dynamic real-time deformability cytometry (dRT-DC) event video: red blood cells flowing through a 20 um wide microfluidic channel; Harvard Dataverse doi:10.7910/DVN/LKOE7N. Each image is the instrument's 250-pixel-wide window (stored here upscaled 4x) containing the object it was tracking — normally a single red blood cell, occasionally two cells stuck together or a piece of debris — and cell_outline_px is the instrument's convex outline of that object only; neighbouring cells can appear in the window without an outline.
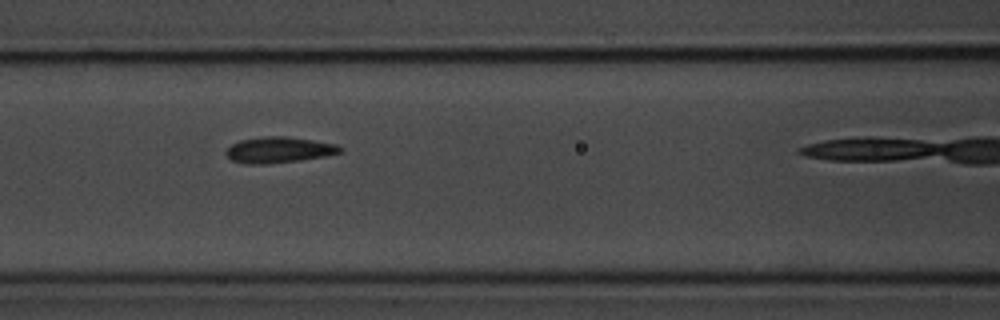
{"species": "common noctule bat (a hibernating species)", "species_latin": "Nyctalus noctula", "temperature_condition": "room temperature", "stored_images_in_passage": 11, "camera_frame_rate_fps": 3000, "um_per_image_px": 0.085, "animal": {"sex": "male", "body_mass_g": 20.1, "forearm_length_mm": 53.5}, "frame": {"image": 1, "passage_image": 4, "time_ms": 4.333, "image_size_px": [1000, 320], "cell_outline_px": [[344, 152], [324, 156], [300, 160], [268, 164], [244, 164], [232, 160], [224, 152], [232, 144], [240, 140], [264, 136], [288, 136], [336, 144], [344, 148]], "centroid_in_image_um": [23.72, 12.74], "position_along_channel_um": 142.9, "area_um2": 17.34}}
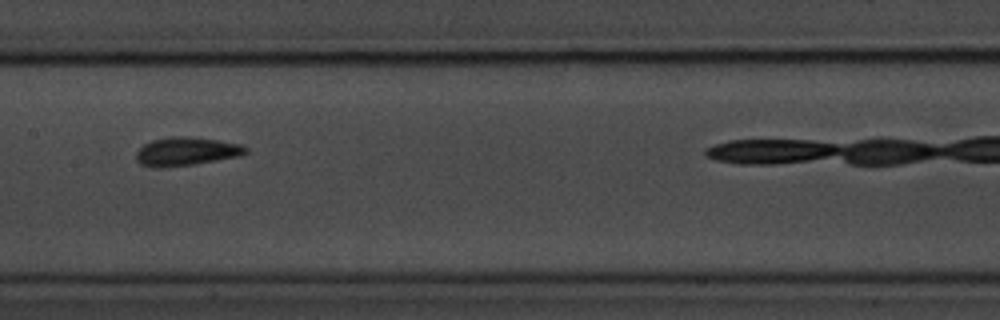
{"frame": {"image": 2, "passage_image": 5, "time_ms": 5.667, "image_size_px": [1000, 320], "cell_outline_px": [[248, 152], [240, 156], [192, 164], [160, 168], [156, 168], [140, 164], [136, 160], [136, 152], [144, 144], [152, 140], [172, 136], [184, 136], [216, 140], [240, 144], [248, 148]], "centroid_in_image_um": [15.81, 12.87], "position_along_channel_um": 191.6, "area_um2": 18.03}, "authors_computed_cell_mechanics": {"area_um2": 17.1088, "velocity_mm_per_s": 3.6549, "shape_relaxation_time_tau1_ms": 6.4531, "shape_relaxation_time_tau2_ms": 7.1956, "deformation_change_tau1": 0.1592, "deformation_change_tau2": 0.0887}}